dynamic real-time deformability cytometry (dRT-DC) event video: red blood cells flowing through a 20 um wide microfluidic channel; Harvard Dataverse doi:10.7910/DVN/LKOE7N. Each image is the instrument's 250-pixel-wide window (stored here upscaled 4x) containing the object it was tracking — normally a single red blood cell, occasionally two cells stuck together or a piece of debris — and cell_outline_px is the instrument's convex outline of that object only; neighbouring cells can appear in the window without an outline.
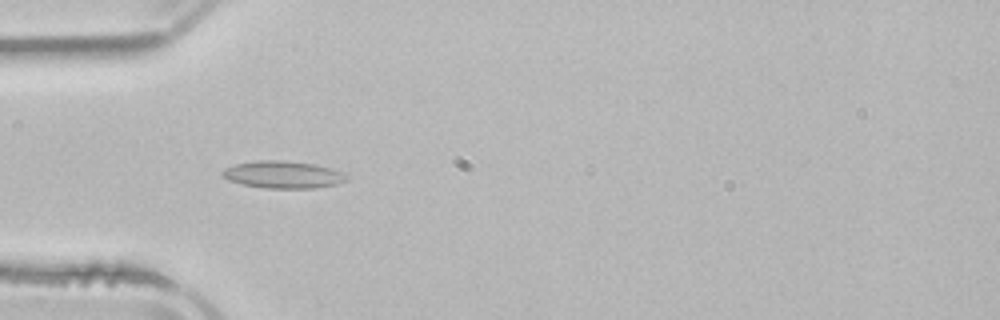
{"species": "common noctule bat (a hibernating species)", "species_latin": "Nyctalus noctula", "temperature_condition": "room temperature", "stored_images_in_passage": 4, "camera_frame_rate_fps": 3000, "um_per_image_px": 0.085, "animal": {"sex": "male", "body_mass_g": 21.5, "forearm_length_mm": 52.0}, "frame": {"image": 1, "passage_image": 3, "time_ms": 3.0, "image_size_px": [1000, 320], "cell_outline_px": [[348, 180], [336, 184], [316, 188], [264, 188], [244, 184], [228, 180], [220, 172], [224, 168], [236, 164], [256, 160], [284, 160], [316, 164], [340, 172], [348, 176]], "centroid_in_image_um": [24.04, 14.84], "position_along_channel_um": 61.0, "area_um2": 19.65}}
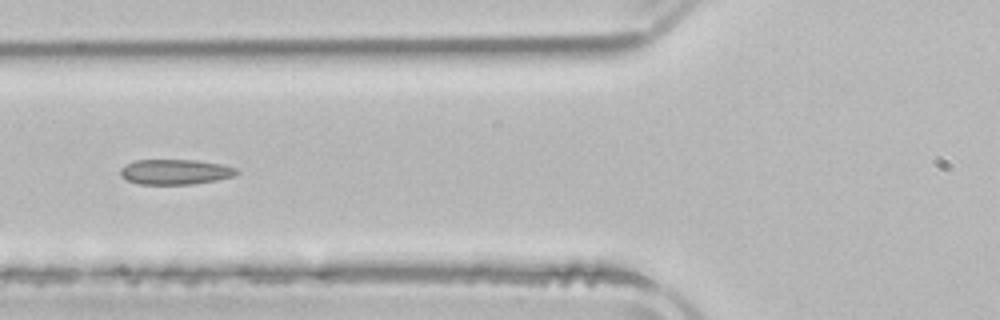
{"frame": {"image": 2, "passage_image": 4, "time_ms": 4.333, "image_size_px": [1000, 320], "cell_outline_px": [[240, 172], [236, 176], [216, 180], [192, 184], [140, 184], [128, 180], [120, 176], [120, 168], [136, 160], [196, 160], [220, 164], [236, 168]], "centroid_in_image_um": [14.92, 14.61], "position_along_channel_um": 110.9, "area_um2": 16.99}}